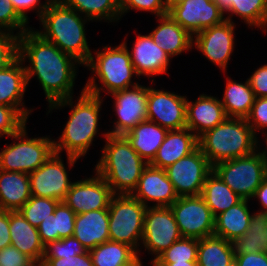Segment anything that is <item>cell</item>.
Returning a JSON list of instances; mask_svg holds the SVG:
<instances>
[{
	"label": "cell",
	"instance_id": "cell-1",
	"mask_svg": "<svg viewBox=\"0 0 267 266\" xmlns=\"http://www.w3.org/2000/svg\"><path fill=\"white\" fill-rule=\"evenodd\" d=\"M26 32L20 34L19 56L25 52L32 64V67L25 68L27 83L31 76L37 74L51 104L60 106L63 102L68 103L75 78L70 61L75 58L43 39L37 32Z\"/></svg>",
	"mask_w": 267,
	"mask_h": 266
},
{
	"label": "cell",
	"instance_id": "cell-2",
	"mask_svg": "<svg viewBox=\"0 0 267 266\" xmlns=\"http://www.w3.org/2000/svg\"><path fill=\"white\" fill-rule=\"evenodd\" d=\"M94 83L93 79L87 83L79 102L71 111L60 143H54V150L57 154L65 147L70 164H73L78 157L86 153L97 131L98 111L101 102L100 89Z\"/></svg>",
	"mask_w": 267,
	"mask_h": 266
},
{
	"label": "cell",
	"instance_id": "cell-3",
	"mask_svg": "<svg viewBox=\"0 0 267 266\" xmlns=\"http://www.w3.org/2000/svg\"><path fill=\"white\" fill-rule=\"evenodd\" d=\"M42 8L44 10L41 11L40 18L46 34L37 33L78 62L86 64L92 54L86 42L84 25L75 10L65 4L46 3Z\"/></svg>",
	"mask_w": 267,
	"mask_h": 266
},
{
	"label": "cell",
	"instance_id": "cell-4",
	"mask_svg": "<svg viewBox=\"0 0 267 266\" xmlns=\"http://www.w3.org/2000/svg\"><path fill=\"white\" fill-rule=\"evenodd\" d=\"M253 126L246 118L233 121L227 117L221 124L204 132L202 137L198 136V147L212 166L225 160L250 155L254 153L256 144L253 140ZM213 160H216L215 163Z\"/></svg>",
	"mask_w": 267,
	"mask_h": 266
},
{
	"label": "cell",
	"instance_id": "cell-5",
	"mask_svg": "<svg viewBox=\"0 0 267 266\" xmlns=\"http://www.w3.org/2000/svg\"><path fill=\"white\" fill-rule=\"evenodd\" d=\"M106 144L101 161L97 165V173L110 186L115 195L113 185L120 189L123 195H131L136 188L143 170L148 165L133 149L125 136L106 134ZM105 152V153H104Z\"/></svg>",
	"mask_w": 267,
	"mask_h": 266
},
{
	"label": "cell",
	"instance_id": "cell-6",
	"mask_svg": "<svg viewBox=\"0 0 267 266\" xmlns=\"http://www.w3.org/2000/svg\"><path fill=\"white\" fill-rule=\"evenodd\" d=\"M213 172L237 195L248 200L267 177L266 152L219 162L213 165Z\"/></svg>",
	"mask_w": 267,
	"mask_h": 266
},
{
	"label": "cell",
	"instance_id": "cell-7",
	"mask_svg": "<svg viewBox=\"0 0 267 266\" xmlns=\"http://www.w3.org/2000/svg\"><path fill=\"white\" fill-rule=\"evenodd\" d=\"M112 197L109 208V240L135 247L143 237L144 214L147 206L131 195Z\"/></svg>",
	"mask_w": 267,
	"mask_h": 266
},
{
	"label": "cell",
	"instance_id": "cell-8",
	"mask_svg": "<svg viewBox=\"0 0 267 266\" xmlns=\"http://www.w3.org/2000/svg\"><path fill=\"white\" fill-rule=\"evenodd\" d=\"M178 197L199 196L207 176H213V166L197 147L192 153L165 169Z\"/></svg>",
	"mask_w": 267,
	"mask_h": 266
},
{
	"label": "cell",
	"instance_id": "cell-9",
	"mask_svg": "<svg viewBox=\"0 0 267 266\" xmlns=\"http://www.w3.org/2000/svg\"><path fill=\"white\" fill-rule=\"evenodd\" d=\"M170 208L183 237L202 239L214 234L215 217L201 195L180 196Z\"/></svg>",
	"mask_w": 267,
	"mask_h": 266
},
{
	"label": "cell",
	"instance_id": "cell-10",
	"mask_svg": "<svg viewBox=\"0 0 267 266\" xmlns=\"http://www.w3.org/2000/svg\"><path fill=\"white\" fill-rule=\"evenodd\" d=\"M54 152V142L49 141L48 138L20 141L7 146L0 153V169L9 172L32 173Z\"/></svg>",
	"mask_w": 267,
	"mask_h": 266
},
{
	"label": "cell",
	"instance_id": "cell-11",
	"mask_svg": "<svg viewBox=\"0 0 267 266\" xmlns=\"http://www.w3.org/2000/svg\"><path fill=\"white\" fill-rule=\"evenodd\" d=\"M96 60L97 62L95 63L91 56L86 64L91 66L93 71H96L103 85L110 92L113 93L128 88L135 69L125 43L115 49L109 48L106 52L97 53Z\"/></svg>",
	"mask_w": 267,
	"mask_h": 266
},
{
	"label": "cell",
	"instance_id": "cell-12",
	"mask_svg": "<svg viewBox=\"0 0 267 266\" xmlns=\"http://www.w3.org/2000/svg\"><path fill=\"white\" fill-rule=\"evenodd\" d=\"M182 237L170 207L146 208L142 237L146 248L160 255Z\"/></svg>",
	"mask_w": 267,
	"mask_h": 266
},
{
	"label": "cell",
	"instance_id": "cell-13",
	"mask_svg": "<svg viewBox=\"0 0 267 266\" xmlns=\"http://www.w3.org/2000/svg\"><path fill=\"white\" fill-rule=\"evenodd\" d=\"M58 155L54 152L39 168L29 173L32 196L64 201L71 184Z\"/></svg>",
	"mask_w": 267,
	"mask_h": 266
},
{
	"label": "cell",
	"instance_id": "cell-14",
	"mask_svg": "<svg viewBox=\"0 0 267 266\" xmlns=\"http://www.w3.org/2000/svg\"><path fill=\"white\" fill-rule=\"evenodd\" d=\"M168 15L190 35L192 32L198 34L225 21L223 12L212 0H186L171 8Z\"/></svg>",
	"mask_w": 267,
	"mask_h": 266
},
{
	"label": "cell",
	"instance_id": "cell-15",
	"mask_svg": "<svg viewBox=\"0 0 267 266\" xmlns=\"http://www.w3.org/2000/svg\"><path fill=\"white\" fill-rule=\"evenodd\" d=\"M115 196L110 186L99 175L97 178L72 183L64 202L76 213L109 208Z\"/></svg>",
	"mask_w": 267,
	"mask_h": 266
},
{
	"label": "cell",
	"instance_id": "cell-16",
	"mask_svg": "<svg viewBox=\"0 0 267 266\" xmlns=\"http://www.w3.org/2000/svg\"><path fill=\"white\" fill-rule=\"evenodd\" d=\"M134 90L127 89L113 92L116 98V111L119 120L113 132L107 133L115 136H125L142 121L147 120L148 88L135 84Z\"/></svg>",
	"mask_w": 267,
	"mask_h": 266
},
{
	"label": "cell",
	"instance_id": "cell-17",
	"mask_svg": "<svg viewBox=\"0 0 267 266\" xmlns=\"http://www.w3.org/2000/svg\"><path fill=\"white\" fill-rule=\"evenodd\" d=\"M187 100L184 97L148 88L147 120L160 122L158 125L167 130H178L186 127Z\"/></svg>",
	"mask_w": 267,
	"mask_h": 266
},
{
	"label": "cell",
	"instance_id": "cell-18",
	"mask_svg": "<svg viewBox=\"0 0 267 266\" xmlns=\"http://www.w3.org/2000/svg\"><path fill=\"white\" fill-rule=\"evenodd\" d=\"M137 189V190H136ZM138 193L131 195L145 205V199L157 201L156 206L170 207L177 199L173 184L167 177L165 169L146 165L135 188ZM145 198V199H144Z\"/></svg>",
	"mask_w": 267,
	"mask_h": 266
},
{
	"label": "cell",
	"instance_id": "cell-19",
	"mask_svg": "<svg viewBox=\"0 0 267 266\" xmlns=\"http://www.w3.org/2000/svg\"><path fill=\"white\" fill-rule=\"evenodd\" d=\"M233 28L230 19L196 34V46L213 63L226 67L233 48Z\"/></svg>",
	"mask_w": 267,
	"mask_h": 266
},
{
	"label": "cell",
	"instance_id": "cell-20",
	"mask_svg": "<svg viewBox=\"0 0 267 266\" xmlns=\"http://www.w3.org/2000/svg\"><path fill=\"white\" fill-rule=\"evenodd\" d=\"M90 251L109 240V214L107 209L77 214L73 235Z\"/></svg>",
	"mask_w": 267,
	"mask_h": 266
},
{
	"label": "cell",
	"instance_id": "cell-21",
	"mask_svg": "<svg viewBox=\"0 0 267 266\" xmlns=\"http://www.w3.org/2000/svg\"><path fill=\"white\" fill-rule=\"evenodd\" d=\"M174 131L168 130L155 158L150 163L151 166L166 169L198 147V135L187 133L190 130L186 127Z\"/></svg>",
	"mask_w": 267,
	"mask_h": 266
},
{
	"label": "cell",
	"instance_id": "cell-22",
	"mask_svg": "<svg viewBox=\"0 0 267 266\" xmlns=\"http://www.w3.org/2000/svg\"><path fill=\"white\" fill-rule=\"evenodd\" d=\"M11 245L41 264L44 252L37 227L32 226L19 211H9Z\"/></svg>",
	"mask_w": 267,
	"mask_h": 266
},
{
	"label": "cell",
	"instance_id": "cell-23",
	"mask_svg": "<svg viewBox=\"0 0 267 266\" xmlns=\"http://www.w3.org/2000/svg\"><path fill=\"white\" fill-rule=\"evenodd\" d=\"M134 45L130 57L137 75H153L166 71L170 56L153 41L150 34L138 36Z\"/></svg>",
	"mask_w": 267,
	"mask_h": 266
},
{
	"label": "cell",
	"instance_id": "cell-24",
	"mask_svg": "<svg viewBox=\"0 0 267 266\" xmlns=\"http://www.w3.org/2000/svg\"><path fill=\"white\" fill-rule=\"evenodd\" d=\"M227 118L222 103L213 97L201 95L195 104L187 102L186 128H199L203 134Z\"/></svg>",
	"mask_w": 267,
	"mask_h": 266
},
{
	"label": "cell",
	"instance_id": "cell-25",
	"mask_svg": "<svg viewBox=\"0 0 267 266\" xmlns=\"http://www.w3.org/2000/svg\"><path fill=\"white\" fill-rule=\"evenodd\" d=\"M24 56H19L7 68L0 70V105L14 107L25 119L28 111L19 109L27 85L25 68L18 67Z\"/></svg>",
	"mask_w": 267,
	"mask_h": 266
},
{
	"label": "cell",
	"instance_id": "cell-26",
	"mask_svg": "<svg viewBox=\"0 0 267 266\" xmlns=\"http://www.w3.org/2000/svg\"><path fill=\"white\" fill-rule=\"evenodd\" d=\"M29 176L0 169V209L18 211L31 197Z\"/></svg>",
	"mask_w": 267,
	"mask_h": 266
},
{
	"label": "cell",
	"instance_id": "cell-27",
	"mask_svg": "<svg viewBox=\"0 0 267 266\" xmlns=\"http://www.w3.org/2000/svg\"><path fill=\"white\" fill-rule=\"evenodd\" d=\"M157 125V126H156ZM168 130L150 120L139 123L128 132L125 137L131 143L133 149L150 164L155 158L159 147L165 139Z\"/></svg>",
	"mask_w": 267,
	"mask_h": 266
},
{
	"label": "cell",
	"instance_id": "cell-28",
	"mask_svg": "<svg viewBox=\"0 0 267 266\" xmlns=\"http://www.w3.org/2000/svg\"><path fill=\"white\" fill-rule=\"evenodd\" d=\"M247 200L242 199L239 203L231 206L228 210L215 217V236L233 242L241 237L249 228L250 216L247 208Z\"/></svg>",
	"mask_w": 267,
	"mask_h": 266
},
{
	"label": "cell",
	"instance_id": "cell-29",
	"mask_svg": "<svg viewBox=\"0 0 267 266\" xmlns=\"http://www.w3.org/2000/svg\"><path fill=\"white\" fill-rule=\"evenodd\" d=\"M159 25L151 34L153 41L169 56L191 47V35L168 14L161 16Z\"/></svg>",
	"mask_w": 267,
	"mask_h": 266
},
{
	"label": "cell",
	"instance_id": "cell-30",
	"mask_svg": "<svg viewBox=\"0 0 267 266\" xmlns=\"http://www.w3.org/2000/svg\"><path fill=\"white\" fill-rule=\"evenodd\" d=\"M135 248L108 240L90 250L93 266H141Z\"/></svg>",
	"mask_w": 267,
	"mask_h": 266
},
{
	"label": "cell",
	"instance_id": "cell-31",
	"mask_svg": "<svg viewBox=\"0 0 267 266\" xmlns=\"http://www.w3.org/2000/svg\"><path fill=\"white\" fill-rule=\"evenodd\" d=\"M234 260L232 242L215 235L198 239L197 266H228Z\"/></svg>",
	"mask_w": 267,
	"mask_h": 266
},
{
	"label": "cell",
	"instance_id": "cell-32",
	"mask_svg": "<svg viewBox=\"0 0 267 266\" xmlns=\"http://www.w3.org/2000/svg\"><path fill=\"white\" fill-rule=\"evenodd\" d=\"M213 174V177L207 176L201 196L204 198L213 216L216 217L218 210H221L220 213H222L239 203L242 198L227 186L215 172Z\"/></svg>",
	"mask_w": 267,
	"mask_h": 266
},
{
	"label": "cell",
	"instance_id": "cell-33",
	"mask_svg": "<svg viewBox=\"0 0 267 266\" xmlns=\"http://www.w3.org/2000/svg\"><path fill=\"white\" fill-rule=\"evenodd\" d=\"M255 98L249 81H246V84L229 81L224 94V102L221 103L227 117L232 114L237 118H247Z\"/></svg>",
	"mask_w": 267,
	"mask_h": 266
},
{
	"label": "cell",
	"instance_id": "cell-34",
	"mask_svg": "<svg viewBox=\"0 0 267 266\" xmlns=\"http://www.w3.org/2000/svg\"><path fill=\"white\" fill-rule=\"evenodd\" d=\"M216 6L224 10L236 13L249 24L266 26L267 24V0H212Z\"/></svg>",
	"mask_w": 267,
	"mask_h": 266
},
{
	"label": "cell",
	"instance_id": "cell-35",
	"mask_svg": "<svg viewBox=\"0 0 267 266\" xmlns=\"http://www.w3.org/2000/svg\"><path fill=\"white\" fill-rule=\"evenodd\" d=\"M235 246V254L258 253L267 250V243L264 236L263 214H256L250 220L249 228L241 237L232 242Z\"/></svg>",
	"mask_w": 267,
	"mask_h": 266
},
{
	"label": "cell",
	"instance_id": "cell-36",
	"mask_svg": "<svg viewBox=\"0 0 267 266\" xmlns=\"http://www.w3.org/2000/svg\"><path fill=\"white\" fill-rule=\"evenodd\" d=\"M198 239L182 237L152 261L153 263L197 262Z\"/></svg>",
	"mask_w": 267,
	"mask_h": 266
},
{
	"label": "cell",
	"instance_id": "cell-37",
	"mask_svg": "<svg viewBox=\"0 0 267 266\" xmlns=\"http://www.w3.org/2000/svg\"><path fill=\"white\" fill-rule=\"evenodd\" d=\"M50 4H65L75 11L87 13L91 20L98 19L100 18L99 16L110 18L120 13V6L116 0H65V2L53 0L48 3V5Z\"/></svg>",
	"mask_w": 267,
	"mask_h": 266
},
{
	"label": "cell",
	"instance_id": "cell-38",
	"mask_svg": "<svg viewBox=\"0 0 267 266\" xmlns=\"http://www.w3.org/2000/svg\"><path fill=\"white\" fill-rule=\"evenodd\" d=\"M59 202L52 198L31 196L18 211L32 226L38 227L44 219L54 213Z\"/></svg>",
	"mask_w": 267,
	"mask_h": 266
},
{
	"label": "cell",
	"instance_id": "cell-39",
	"mask_svg": "<svg viewBox=\"0 0 267 266\" xmlns=\"http://www.w3.org/2000/svg\"><path fill=\"white\" fill-rule=\"evenodd\" d=\"M25 123L26 119L14 107L0 105V136H25Z\"/></svg>",
	"mask_w": 267,
	"mask_h": 266
},
{
	"label": "cell",
	"instance_id": "cell-40",
	"mask_svg": "<svg viewBox=\"0 0 267 266\" xmlns=\"http://www.w3.org/2000/svg\"><path fill=\"white\" fill-rule=\"evenodd\" d=\"M74 246V247H73ZM47 247H49L47 249ZM51 254L49 255V251ZM87 250L74 236L62 238L44 245L42 258H64L84 254Z\"/></svg>",
	"mask_w": 267,
	"mask_h": 266
},
{
	"label": "cell",
	"instance_id": "cell-41",
	"mask_svg": "<svg viewBox=\"0 0 267 266\" xmlns=\"http://www.w3.org/2000/svg\"><path fill=\"white\" fill-rule=\"evenodd\" d=\"M59 239L71 237L74 232L76 213L64 202L60 201L54 211Z\"/></svg>",
	"mask_w": 267,
	"mask_h": 266
},
{
	"label": "cell",
	"instance_id": "cell-42",
	"mask_svg": "<svg viewBox=\"0 0 267 266\" xmlns=\"http://www.w3.org/2000/svg\"><path fill=\"white\" fill-rule=\"evenodd\" d=\"M0 32V70L7 68L19 57V36Z\"/></svg>",
	"mask_w": 267,
	"mask_h": 266
},
{
	"label": "cell",
	"instance_id": "cell-43",
	"mask_svg": "<svg viewBox=\"0 0 267 266\" xmlns=\"http://www.w3.org/2000/svg\"><path fill=\"white\" fill-rule=\"evenodd\" d=\"M25 21L14 9L10 0H0V26L10 27V29L22 28V33L27 31L24 29Z\"/></svg>",
	"mask_w": 267,
	"mask_h": 266
},
{
	"label": "cell",
	"instance_id": "cell-44",
	"mask_svg": "<svg viewBox=\"0 0 267 266\" xmlns=\"http://www.w3.org/2000/svg\"><path fill=\"white\" fill-rule=\"evenodd\" d=\"M35 263L31 257L12 245L0 250V266H35Z\"/></svg>",
	"mask_w": 267,
	"mask_h": 266
},
{
	"label": "cell",
	"instance_id": "cell-45",
	"mask_svg": "<svg viewBox=\"0 0 267 266\" xmlns=\"http://www.w3.org/2000/svg\"><path fill=\"white\" fill-rule=\"evenodd\" d=\"M39 266H93L89 251L76 256L64 258H42Z\"/></svg>",
	"mask_w": 267,
	"mask_h": 266
},
{
	"label": "cell",
	"instance_id": "cell-46",
	"mask_svg": "<svg viewBox=\"0 0 267 266\" xmlns=\"http://www.w3.org/2000/svg\"><path fill=\"white\" fill-rule=\"evenodd\" d=\"M137 8L141 10H150L157 15L164 16L167 15V9L165 7V4L163 0H126L121 6H120V12H125L129 8Z\"/></svg>",
	"mask_w": 267,
	"mask_h": 266
},
{
	"label": "cell",
	"instance_id": "cell-47",
	"mask_svg": "<svg viewBox=\"0 0 267 266\" xmlns=\"http://www.w3.org/2000/svg\"><path fill=\"white\" fill-rule=\"evenodd\" d=\"M39 237L43 245L49 242L59 240V232L57 231L56 216L54 213L44 219L37 227Z\"/></svg>",
	"mask_w": 267,
	"mask_h": 266
},
{
	"label": "cell",
	"instance_id": "cell-48",
	"mask_svg": "<svg viewBox=\"0 0 267 266\" xmlns=\"http://www.w3.org/2000/svg\"><path fill=\"white\" fill-rule=\"evenodd\" d=\"M251 118L254 119L257 127L267 126V97L255 98L250 114L246 118L249 124Z\"/></svg>",
	"mask_w": 267,
	"mask_h": 266
},
{
	"label": "cell",
	"instance_id": "cell-49",
	"mask_svg": "<svg viewBox=\"0 0 267 266\" xmlns=\"http://www.w3.org/2000/svg\"><path fill=\"white\" fill-rule=\"evenodd\" d=\"M255 97H267V65L260 67L248 80Z\"/></svg>",
	"mask_w": 267,
	"mask_h": 266
},
{
	"label": "cell",
	"instance_id": "cell-50",
	"mask_svg": "<svg viewBox=\"0 0 267 266\" xmlns=\"http://www.w3.org/2000/svg\"><path fill=\"white\" fill-rule=\"evenodd\" d=\"M239 266H267V250L258 253L235 254Z\"/></svg>",
	"mask_w": 267,
	"mask_h": 266
},
{
	"label": "cell",
	"instance_id": "cell-51",
	"mask_svg": "<svg viewBox=\"0 0 267 266\" xmlns=\"http://www.w3.org/2000/svg\"><path fill=\"white\" fill-rule=\"evenodd\" d=\"M11 245L9 211L0 209V250Z\"/></svg>",
	"mask_w": 267,
	"mask_h": 266
},
{
	"label": "cell",
	"instance_id": "cell-52",
	"mask_svg": "<svg viewBox=\"0 0 267 266\" xmlns=\"http://www.w3.org/2000/svg\"><path fill=\"white\" fill-rule=\"evenodd\" d=\"M16 12L27 21L25 14L26 9L33 8L37 4L38 0H10Z\"/></svg>",
	"mask_w": 267,
	"mask_h": 266
},
{
	"label": "cell",
	"instance_id": "cell-53",
	"mask_svg": "<svg viewBox=\"0 0 267 266\" xmlns=\"http://www.w3.org/2000/svg\"><path fill=\"white\" fill-rule=\"evenodd\" d=\"M254 196L260 198L264 208H267V177L262 181L261 185L256 189ZM260 214H267V210L262 213H258V215Z\"/></svg>",
	"mask_w": 267,
	"mask_h": 266
},
{
	"label": "cell",
	"instance_id": "cell-54",
	"mask_svg": "<svg viewBox=\"0 0 267 266\" xmlns=\"http://www.w3.org/2000/svg\"><path fill=\"white\" fill-rule=\"evenodd\" d=\"M154 266H197V262H185V263H153Z\"/></svg>",
	"mask_w": 267,
	"mask_h": 266
},
{
	"label": "cell",
	"instance_id": "cell-55",
	"mask_svg": "<svg viewBox=\"0 0 267 266\" xmlns=\"http://www.w3.org/2000/svg\"><path fill=\"white\" fill-rule=\"evenodd\" d=\"M184 1L186 0H165L164 1V4H165V7L167 9V12L173 8V7H176L180 4H182Z\"/></svg>",
	"mask_w": 267,
	"mask_h": 266
},
{
	"label": "cell",
	"instance_id": "cell-56",
	"mask_svg": "<svg viewBox=\"0 0 267 266\" xmlns=\"http://www.w3.org/2000/svg\"><path fill=\"white\" fill-rule=\"evenodd\" d=\"M263 220H264V236L267 243V214H263Z\"/></svg>",
	"mask_w": 267,
	"mask_h": 266
},
{
	"label": "cell",
	"instance_id": "cell-57",
	"mask_svg": "<svg viewBox=\"0 0 267 266\" xmlns=\"http://www.w3.org/2000/svg\"><path fill=\"white\" fill-rule=\"evenodd\" d=\"M126 0H116V2L121 6Z\"/></svg>",
	"mask_w": 267,
	"mask_h": 266
},
{
	"label": "cell",
	"instance_id": "cell-58",
	"mask_svg": "<svg viewBox=\"0 0 267 266\" xmlns=\"http://www.w3.org/2000/svg\"><path fill=\"white\" fill-rule=\"evenodd\" d=\"M228 266H239L238 264H237V262L234 260L230 265H228Z\"/></svg>",
	"mask_w": 267,
	"mask_h": 266
}]
</instances>
